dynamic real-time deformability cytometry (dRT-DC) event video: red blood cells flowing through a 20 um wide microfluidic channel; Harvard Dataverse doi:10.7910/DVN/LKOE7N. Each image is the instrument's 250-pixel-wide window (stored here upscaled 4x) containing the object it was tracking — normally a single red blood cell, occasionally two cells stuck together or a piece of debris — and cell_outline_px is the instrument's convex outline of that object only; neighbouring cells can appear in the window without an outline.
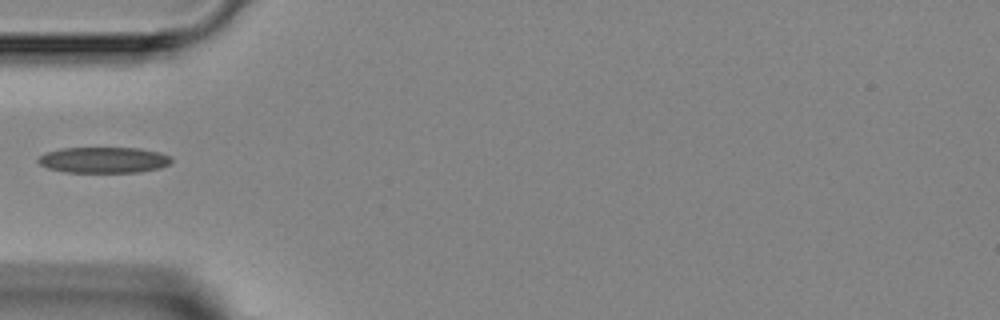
{"species": "Egyptian fruit bat (a non-hibernating species)", "species_latin": "Rousettus aegyptiacus", "temperature_condition": "room temperature", "stored_images_in_passage": 2, "camera_frame_rate_fps": 3000, "um_per_image_px": 0.085, "animal": {"sex": "female"}, "frame": {"image": 1, "passage_image": 1, "time_ms": 0.0, "image_size_px": [1000, 320], "cell_outline_px": [[172, 164], [160, 168], [140, 172], [64, 172], [48, 168], [40, 164], [36, 160], [44, 152], [60, 148], [140, 148], [160, 152], [168, 156], [172, 160]], "centroid_in_image_um": [8.81, 13.6], "position_along_channel_um": 76.2, "area_um2": 20.29}}
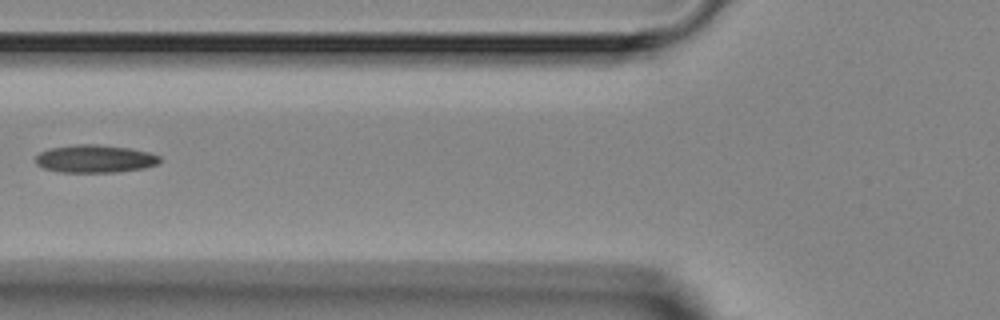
{"frame": {"image": 2, "passage_image": 2, "time_ms": 1.0, "image_size_px": [1000, 320], "cell_outline_px": [[160, 160], [156, 164], [144, 168], [116, 172], [60, 172], [44, 168], [36, 164], [36, 156], [40, 152], [48, 148], [76, 144], [96, 144], [128, 148], [148, 152], [160, 156]], "centroid_in_image_um": [8.04, 13.49], "position_along_channel_um": 117.8, "area_um2": 20.06}}